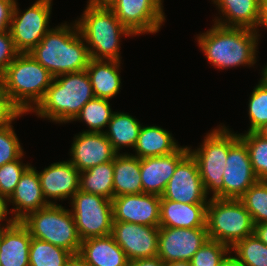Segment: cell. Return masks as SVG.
<instances>
[{"label": "cell", "mask_w": 267, "mask_h": 266, "mask_svg": "<svg viewBox=\"0 0 267 266\" xmlns=\"http://www.w3.org/2000/svg\"><path fill=\"white\" fill-rule=\"evenodd\" d=\"M84 42V43H83ZM77 23L51 28L29 53L53 77L86 70L90 54Z\"/></svg>", "instance_id": "1"}, {"label": "cell", "mask_w": 267, "mask_h": 266, "mask_svg": "<svg viewBox=\"0 0 267 266\" xmlns=\"http://www.w3.org/2000/svg\"><path fill=\"white\" fill-rule=\"evenodd\" d=\"M258 31L223 27L217 24L197 36L200 49L210 64L218 69L256 63Z\"/></svg>", "instance_id": "2"}, {"label": "cell", "mask_w": 267, "mask_h": 266, "mask_svg": "<svg viewBox=\"0 0 267 266\" xmlns=\"http://www.w3.org/2000/svg\"><path fill=\"white\" fill-rule=\"evenodd\" d=\"M95 98L86 70L66 73L53 78L43 99L31 112L52 122L74 121L82 107Z\"/></svg>", "instance_id": "3"}, {"label": "cell", "mask_w": 267, "mask_h": 266, "mask_svg": "<svg viewBox=\"0 0 267 266\" xmlns=\"http://www.w3.org/2000/svg\"><path fill=\"white\" fill-rule=\"evenodd\" d=\"M1 76L2 91L24 113L38 105L54 78L30 53H19Z\"/></svg>", "instance_id": "4"}, {"label": "cell", "mask_w": 267, "mask_h": 266, "mask_svg": "<svg viewBox=\"0 0 267 266\" xmlns=\"http://www.w3.org/2000/svg\"><path fill=\"white\" fill-rule=\"evenodd\" d=\"M76 21L91 59L120 61V37L134 36L109 7L88 4Z\"/></svg>", "instance_id": "5"}, {"label": "cell", "mask_w": 267, "mask_h": 266, "mask_svg": "<svg viewBox=\"0 0 267 266\" xmlns=\"http://www.w3.org/2000/svg\"><path fill=\"white\" fill-rule=\"evenodd\" d=\"M20 222L28 229L31 237L49 242L71 254L79 253L82 240L74 217L62 205L50 204L29 213Z\"/></svg>", "instance_id": "6"}, {"label": "cell", "mask_w": 267, "mask_h": 266, "mask_svg": "<svg viewBox=\"0 0 267 266\" xmlns=\"http://www.w3.org/2000/svg\"><path fill=\"white\" fill-rule=\"evenodd\" d=\"M206 227L208 237L228 245L253 235L250 213L239 199L211 197L207 204Z\"/></svg>", "instance_id": "7"}, {"label": "cell", "mask_w": 267, "mask_h": 266, "mask_svg": "<svg viewBox=\"0 0 267 266\" xmlns=\"http://www.w3.org/2000/svg\"><path fill=\"white\" fill-rule=\"evenodd\" d=\"M200 148L189 153L197 162L206 194L223 199V173L229 151V128L221 126L207 133Z\"/></svg>", "instance_id": "8"}, {"label": "cell", "mask_w": 267, "mask_h": 266, "mask_svg": "<svg viewBox=\"0 0 267 266\" xmlns=\"http://www.w3.org/2000/svg\"><path fill=\"white\" fill-rule=\"evenodd\" d=\"M75 225L81 240L103 237L112 233V200L78 190L71 198Z\"/></svg>", "instance_id": "9"}, {"label": "cell", "mask_w": 267, "mask_h": 266, "mask_svg": "<svg viewBox=\"0 0 267 266\" xmlns=\"http://www.w3.org/2000/svg\"><path fill=\"white\" fill-rule=\"evenodd\" d=\"M51 3L52 0H37L21 13L15 1L9 31L19 53H29L50 30Z\"/></svg>", "instance_id": "10"}, {"label": "cell", "mask_w": 267, "mask_h": 266, "mask_svg": "<svg viewBox=\"0 0 267 266\" xmlns=\"http://www.w3.org/2000/svg\"><path fill=\"white\" fill-rule=\"evenodd\" d=\"M223 199H239L259 179L246 144L229 130V151L223 173Z\"/></svg>", "instance_id": "11"}, {"label": "cell", "mask_w": 267, "mask_h": 266, "mask_svg": "<svg viewBox=\"0 0 267 266\" xmlns=\"http://www.w3.org/2000/svg\"><path fill=\"white\" fill-rule=\"evenodd\" d=\"M109 8L134 37L157 33L165 21L162 0H115Z\"/></svg>", "instance_id": "12"}, {"label": "cell", "mask_w": 267, "mask_h": 266, "mask_svg": "<svg viewBox=\"0 0 267 266\" xmlns=\"http://www.w3.org/2000/svg\"><path fill=\"white\" fill-rule=\"evenodd\" d=\"M209 239L207 227H159L157 256L166 264L191 261L193 255Z\"/></svg>", "instance_id": "13"}, {"label": "cell", "mask_w": 267, "mask_h": 266, "mask_svg": "<svg viewBox=\"0 0 267 266\" xmlns=\"http://www.w3.org/2000/svg\"><path fill=\"white\" fill-rule=\"evenodd\" d=\"M197 162L188 153L176 166L161 199L185 204L208 203Z\"/></svg>", "instance_id": "14"}, {"label": "cell", "mask_w": 267, "mask_h": 266, "mask_svg": "<svg viewBox=\"0 0 267 266\" xmlns=\"http://www.w3.org/2000/svg\"><path fill=\"white\" fill-rule=\"evenodd\" d=\"M111 235L129 261L158 254L159 227L113 221Z\"/></svg>", "instance_id": "15"}, {"label": "cell", "mask_w": 267, "mask_h": 266, "mask_svg": "<svg viewBox=\"0 0 267 266\" xmlns=\"http://www.w3.org/2000/svg\"><path fill=\"white\" fill-rule=\"evenodd\" d=\"M160 200L156 194L138 193L112 199L113 221L159 227Z\"/></svg>", "instance_id": "16"}, {"label": "cell", "mask_w": 267, "mask_h": 266, "mask_svg": "<svg viewBox=\"0 0 267 266\" xmlns=\"http://www.w3.org/2000/svg\"><path fill=\"white\" fill-rule=\"evenodd\" d=\"M69 160L80 172L112 161L118 154L103 132H87L75 135Z\"/></svg>", "instance_id": "17"}, {"label": "cell", "mask_w": 267, "mask_h": 266, "mask_svg": "<svg viewBox=\"0 0 267 266\" xmlns=\"http://www.w3.org/2000/svg\"><path fill=\"white\" fill-rule=\"evenodd\" d=\"M189 153V147H179L175 152L140 159L143 193L161 196L177 164Z\"/></svg>", "instance_id": "18"}, {"label": "cell", "mask_w": 267, "mask_h": 266, "mask_svg": "<svg viewBox=\"0 0 267 266\" xmlns=\"http://www.w3.org/2000/svg\"><path fill=\"white\" fill-rule=\"evenodd\" d=\"M38 175L43 195L49 204H56L51 201L52 198L71 199L79 190L80 171L69 160L53 163Z\"/></svg>", "instance_id": "19"}, {"label": "cell", "mask_w": 267, "mask_h": 266, "mask_svg": "<svg viewBox=\"0 0 267 266\" xmlns=\"http://www.w3.org/2000/svg\"><path fill=\"white\" fill-rule=\"evenodd\" d=\"M14 204L12 212L16 221H21L29 213L50 205L42 192L38 171L31 165L21 175L14 192L8 198ZM15 212V213H14Z\"/></svg>", "instance_id": "20"}, {"label": "cell", "mask_w": 267, "mask_h": 266, "mask_svg": "<svg viewBox=\"0 0 267 266\" xmlns=\"http://www.w3.org/2000/svg\"><path fill=\"white\" fill-rule=\"evenodd\" d=\"M31 239L20 221L0 229V266H29Z\"/></svg>", "instance_id": "21"}, {"label": "cell", "mask_w": 267, "mask_h": 266, "mask_svg": "<svg viewBox=\"0 0 267 266\" xmlns=\"http://www.w3.org/2000/svg\"><path fill=\"white\" fill-rule=\"evenodd\" d=\"M207 204H185L169 199H161L159 227H206Z\"/></svg>", "instance_id": "22"}, {"label": "cell", "mask_w": 267, "mask_h": 266, "mask_svg": "<svg viewBox=\"0 0 267 266\" xmlns=\"http://www.w3.org/2000/svg\"><path fill=\"white\" fill-rule=\"evenodd\" d=\"M79 254L89 266H129L130 262L111 234L83 240Z\"/></svg>", "instance_id": "23"}, {"label": "cell", "mask_w": 267, "mask_h": 266, "mask_svg": "<svg viewBox=\"0 0 267 266\" xmlns=\"http://www.w3.org/2000/svg\"><path fill=\"white\" fill-rule=\"evenodd\" d=\"M225 19L215 20L214 24L223 27L248 28L255 30L259 22L260 0H212ZM221 20V21H220Z\"/></svg>", "instance_id": "24"}, {"label": "cell", "mask_w": 267, "mask_h": 266, "mask_svg": "<svg viewBox=\"0 0 267 266\" xmlns=\"http://www.w3.org/2000/svg\"><path fill=\"white\" fill-rule=\"evenodd\" d=\"M120 62L90 59L86 71L96 98L109 100L119 93L121 89Z\"/></svg>", "instance_id": "25"}, {"label": "cell", "mask_w": 267, "mask_h": 266, "mask_svg": "<svg viewBox=\"0 0 267 266\" xmlns=\"http://www.w3.org/2000/svg\"><path fill=\"white\" fill-rule=\"evenodd\" d=\"M114 197L143 193L140 158L118 153L113 159Z\"/></svg>", "instance_id": "26"}, {"label": "cell", "mask_w": 267, "mask_h": 266, "mask_svg": "<svg viewBox=\"0 0 267 266\" xmlns=\"http://www.w3.org/2000/svg\"><path fill=\"white\" fill-rule=\"evenodd\" d=\"M169 131L158 126H142L134 149L140 159L164 156L175 152L179 145Z\"/></svg>", "instance_id": "27"}, {"label": "cell", "mask_w": 267, "mask_h": 266, "mask_svg": "<svg viewBox=\"0 0 267 266\" xmlns=\"http://www.w3.org/2000/svg\"><path fill=\"white\" fill-rule=\"evenodd\" d=\"M107 126L109 130H103V133L117 153L124 146L135 147L142 127L136 118L124 112H113Z\"/></svg>", "instance_id": "28"}, {"label": "cell", "mask_w": 267, "mask_h": 266, "mask_svg": "<svg viewBox=\"0 0 267 266\" xmlns=\"http://www.w3.org/2000/svg\"><path fill=\"white\" fill-rule=\"evenodd\" d=\"M79 190L112 200L114 198L113 160L80 172Z\"/></svg>", "instance_id": "29"}, {"label": "cell", "mask_w": 267, "mask_h": 266, "mask_svg": "<svg viewBox=\"0 0 267 266\" xmlns=\"http://www.w3.org/2000/svg\"><path fill=\"white\" fill-rule=\"evenodd\" d=\"M72 254L49 242L32 237L29 250V266H65Z\"/></svg>", "instance_id": "30"}, {"label": "cell", "mask_w": 267, "mask_h": 266, "mask_svg": "<svg viewBox=\"0 0 267 266\" xmlns=\"http://www.w3.org/2000/svg\"><path fill=\"white\" fill-rule=\"evenodd\" d=\"M230 250L241 266H267V245L254 234L237 241Z\"/></svg>", "instance_id": "31"}, {"label": "cell", "mask_w": 267, "mask_h": 266, "mask_svg": "<svg viewBox=\"0 0 267 266\" xmlns=\"http://www.w3.org/2000/svg\"><path fill=\"white\" fill-rule=\"evenodd\" d=\"M112 114L109 100L95 97L82 107L74 120L85 121L90 128L87 132H103L101 129L109 123Z\"/></svg>", "instance_id": "32"}, {"label": "cell", "mask_w": 267, "mask_h": 266, "mask_svg": "<svg viewBox=\"0 0 267 266\" xmlns=\"http://www.w3.org/2000/svg\"><path fill=\"white\" fill-rule=\"evenodd\" d=\"M253 224L267 222V180H258L239 198Z\"/></svg>", "instance_id": "33"}, {"label": "cell", "mask_w": 267, "mask_h": 266, "mask_svg": "<svg viewBox=\"0 0 267 266\" xmlns=\"http://www.w3.org/2000/svg\"><path fill=\"white\" fill-rule=\"evenodd\" d=\"M239 138L247 146L255 175L259 180H267V139L256 132L239 134Z\"/></svg>", "instance_id": "34"}, {"label": "cell", "mask_w": 267, "mask_h": 266, "mask_svg": "<svg viewBox=\"0 0 267 266\" xmlns=\"http://www.w3.org/2000/svg\"><path fill=\"white\" fill-rule=\"evenodd\" d=\"M248 108L250 127L247 132H256L267 122V83L262 79L251 93Z\"/></svg>", "instance_id": "35"}, {"label": "cell", "mask_w": 267, "mask_h": 266, "mask_svg": "<svg viewBox=\"0 0 267 266\" xmlns=\"http://www.w3.org/2000/svg\"><path fill=\"white\" fill-rule=\"evenodd\" d=\"M230 253L228 245L208 239L193 255L191 266H219Z\"/></svg>", "instance_id": "36"}, {"label": "cell", "mask_w": 267, "mask_h": 266, "mask_svg": "<svg viewBox=\"0 0 267 266\" xmlns=\"http://www.w3.org/2000/svg\"><path fill=\"white\" fill-rule=\"evenodd\" d=\"M23 155L24 153L17 160L0 167V195L9 198L14 192L21 175L30 166V163L23 164L20 161Z\"/></svg>", "instance_id": "37"}, {"label": "cell", "mask_w": 267, "mask_h": 266, "mask_svg": "<svg viewBox=\"0 0 267 266\" xmlns=\"http://www.w3.org/2000/svg\"><path fill=\"white\" fill-rule=\"evenodd\" d=\"M22 154L23 149L13 126L0 129V167L17 160Z\"/></svg>", "instance_id": "38"}, {"label": "cell", "mask_w": 267, "mask_h": 266, "mask_svg": "<svg viewBox=\"0 0 267 266\" xmlns=\"http://www.w3.org/2000/svg\"><path fill=\"white\" fill-rule=\"evenodd\" d=\"M24 113L2 90L0 91V129L11 125L12 121Z\"/></svg>", "instance_id": "39"}, {"label": "cell", "mask_w": 267, "mask_h": 266, "mask_svg": "<svg viewBox=\"0 0 267 266\" xmlns=\"http://www.w3.org/2000/svg\"><path fill=\"white\" fill-rule=\"evenodd\" d=\"M19 52L14 46L10 31L0 33V75H2L9 64L16 58Z\"/></svg>", "instance_id": "40"}, {"label": "cell", "mask_w": 267, "mask_h": 266, "mask_svg": "<svg viewBox=\"0 0 267 266\" xmlns=\"http://www.w3.org/2000/svg\"><path fill=\"white\" fill-rule=\"evenodd\" d=\"M16 0H0V33L9 31Z\"/></svg>", "instance_id": "41"}, {"label": "cell", "mask_w": 267, "mask_h": 266, "mask_svg": "<svg viewBox=\"0 0 267 266\" xmlns=\"http://www.w3.org/2000/svg\"><path fill=\"white\" fill-rule=\"evenodd\" d=\"M7 202H8V198L3 196V195H0V222H2L3 220L7 221L6 222L7 224L4 225V227H3V225L1 227V224H0V229L5 228V227H9L16 222V220L13 217L9 218V220L5 219L8 215V213H10V212H8V209H7V207H8Z\"/></svg>", "instance_id": "42"}, {"label": "cell", "mask_w": 267, "mask_h": 266, "mask_svg": "<svg viewBox=\"0 0 267 266\" xmlns=\"http://www.w3.org/2000/svg\"><path fill=\"white\" fill-rule=\"evenodd\" d=\"M129 266H165V263L156 256L132 260L129 262Z\"/></svg>", "instance_id": "43"}, {"label": "cell", "mask_w": 267, "mask_h": 266, "mask_svg": "<svg viewBox=\"0 0 267 266\" xmlns=\"http://www.w3.org/2000/svg\"><path fill=\"white\" fill-rule=\"evenodd\" d=\"M253 234L267 245V222L255 224Z\"/></svg>", "instance_id": "44"}, {"label": "cell", "mask_w": 267, "mask_h": 266, "mask_svg": "<svg viewBox=\"0 0 267 266\" xmlns=\"http://www.w3.org/2000/svg\"><path fill=\"white\" fill-rule=\"evenodd\" d=\"M258 26L267 29V0H260Z\"/></svg>", "instance_id": "45"}, {"label": "cell", "mask_w": 267, "mask_h": 266, "mask_svg": "<svg viewBox=\"0 0 267 266\" xmlns=\"http://www.w3.org/2000/svg\"><path fill=\"white\" fill-rule=\"evenodd\" d=\"M65 266H89L85 259L79 254H72L66 261Z\"/></svg>", "instance_id": "46"}, {"label": "cell", "mask_w": 267, "mask_h": 266, "mask_svg": "<svg viewBox=\"0 0 267 266\" xmlns=\"http://www.w3.org/2000/svg\"><path fill=\"white\" fill-rule=\"evenodd\" d=\"M115 0H88V4L95 7H110Z\"/></svg>", "instance_id": "47"}, {"label": "cell", "mask_w": 267, "mask_h": 266, "mask_svg": "<svg viewBox=\"0 0 267 266\" xmlns=\"http://www.w3.org/2000/svg\"><path fill=\"white\" fill-rule=\"evenodd\" d=\"M219 266H241L233 256H228Z\"/></svg>", "instance_id": "48"}, {"label": "cell", "mask_w": 267, "mask_h": 266, "mask_svg": "<svg viewBox=\"0 0 267 266\" xmlns=\"http://www.w3.org/2000/svg\"><path fill=\"white\" fill-rule=\"evenodd\" d=\"M165 266H191L190 261H174L171 263H166Z\"/></svg>", "instance_id": "49"}, {"label": "cell", "mask_w": 267, "mask_h": 266, "mask_svg": "<svg viewBox=\"0 0 267 266\" xmlns=\"http://www.w3.org/2000/svg\"><path fill=\"white\" fill-rule=\"evenodd\" d=\"M257 134H259L261 137L267 139V122L262 125L257 131Z\"/></svg>", "instance_id": "50"}, {"label": "cell", "mask_w": 267, "mask_h": 266, "mask_svg": "<svg viewBox=\"0 0 267 266\" xmlns=\"http://www.w3.org/2000/svg\"><path fill=\"white\" fill-rule=\"evenodd\" d=\"M261 79L267 83V65L262 70V77Z\"/></svg>", "instance_id": "51"}, {"label": "cell", "mask_w": 267, "mask_h": 266, "mask_svg": "<svg viewBox=\"0 0 267 266\" xmlns=\"http://www.w3.org/2000/svg\"><path fill=\"white\" fill-rule=\"evenodd\" d=\"M2 90V76L0 75V91Z\"/></svg>", "instance_id": "52"}]
</instances>
